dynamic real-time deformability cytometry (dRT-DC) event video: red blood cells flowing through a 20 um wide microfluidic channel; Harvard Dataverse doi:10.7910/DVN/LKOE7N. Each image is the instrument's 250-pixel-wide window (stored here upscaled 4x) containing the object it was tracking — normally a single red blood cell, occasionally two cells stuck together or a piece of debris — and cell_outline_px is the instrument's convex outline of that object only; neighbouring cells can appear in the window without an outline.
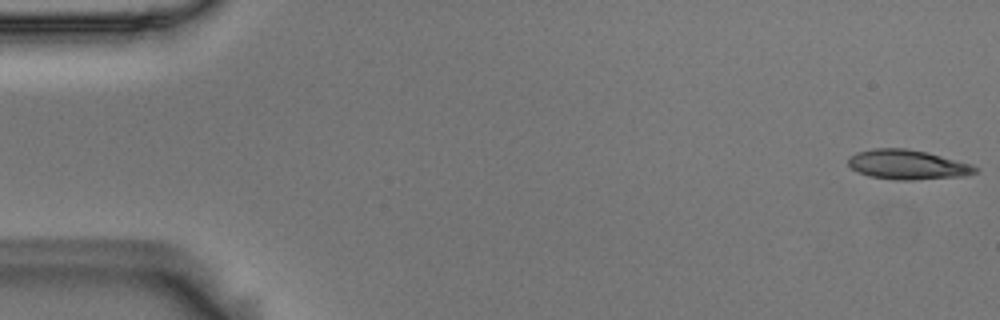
{"species": "Egyptian fruit bat (a non-hibernating species)", "species_latin": "Rousettus aegyptiacus", "temperature_condition": "room temperature", "stored_images_in_passage": 5, "camera_frame_rate_fps": 3000, "um_per_image_px": 0.085, "animal": {"sex": "male"}, "frame": {"image": 1, "passage_image": 1, "time_ms": 0.0, "image_size_px": [1000, 320], "cell_outline_px": [[980, 168], [976, 172], [964, 176], [912, 180], [896, 180], [868, 176], [856, 172], [848, 164], [848, 156], [856, 152], [872, 148], [908, 148], [928, 152], [972, 164]], "centroid_in_image_um": [77.12, 13.99], "position_along_channel_um": 7.9, "area_um2": 22.25}}
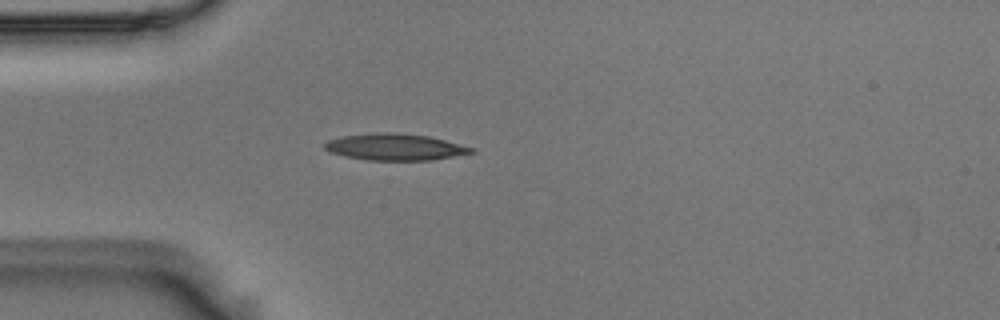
{"frame": {"image": 2, "passage_image": 5, "time_ms": 1.333, "image_size_px": [1000, 320], "cell_outline_px": [[476, 152], [432, 160], [368, 160], [344, 156], [328, 152], [324, 148], [324, 144], [328, 140], [340, 136], [376, 132], [396, 132], [428, 136], [476, 148]], "centroid_in_image_um": [33.56, 12.49], "position_along_channel_um": 51.4, "area_um2": 22.89}}